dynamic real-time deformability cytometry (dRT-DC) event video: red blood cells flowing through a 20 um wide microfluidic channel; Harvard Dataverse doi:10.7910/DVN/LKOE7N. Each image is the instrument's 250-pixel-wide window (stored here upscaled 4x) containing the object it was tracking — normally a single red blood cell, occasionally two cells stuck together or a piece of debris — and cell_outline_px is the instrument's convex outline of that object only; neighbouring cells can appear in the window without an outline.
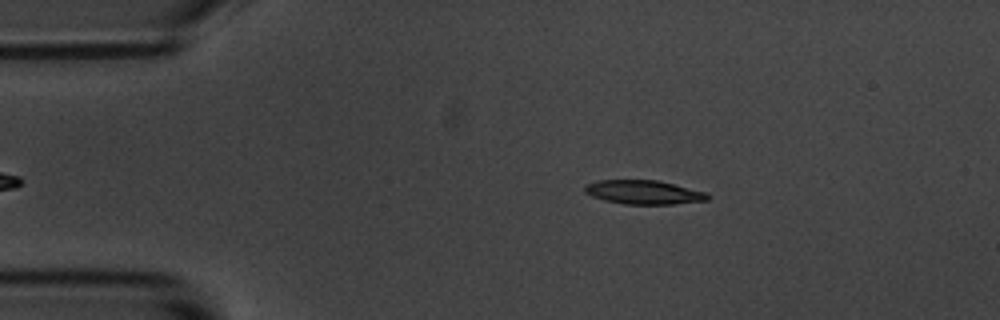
{"species": "common noctule bat (a hibernating species)", "species_latin": "Nyctalus noctula", "temperature_condition": "room temperature", "stored_images_in_passage": 42, "camera_frame_rate_fps": 3000, "um_per_image_px": 0.085, "animal": {"sex": "male", "body_mass_g": 20.1, "forearm_length_mm": 53.5}, "frame": {"image": 1, "passage_image": 4, "time_ms": 1.0, "image_size_px": [1000, 320], "cell_outline_px": [[712, 196], [708, 200], [672, 204], [624, 204], [604, 200], [592, 196], [584, 192], [584, 184], [596, 180], [656, 180], [708, 192]], "centroid_in_image_um": [54.71, 16.34], "position_along_channel_um": 30.3, "area_um2": 17.28}}
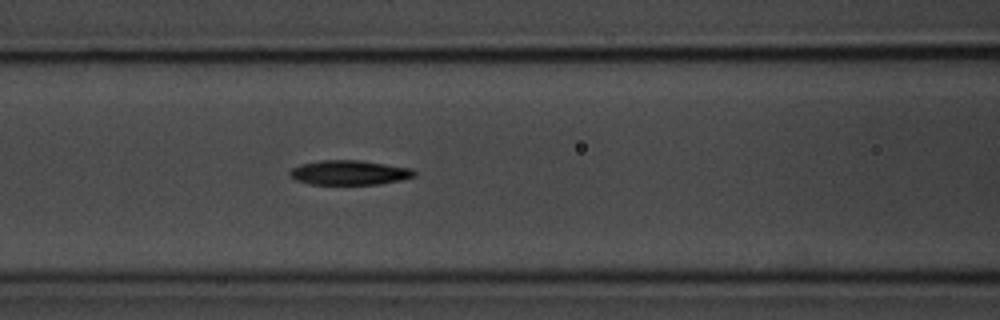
{"frame": {"image": 2, "passage_image": 17, "time_ms": 5.333, "image_size_px": [1000, 320], "cell_outline_px": [[416, 176], [400, 180], [380, 184], [308, 184], [296, 180], [288, 176], [288, 172], [292, 168], [300, 164], [320, 160], [360, 160], [412, 168], [416, 172]], "centroid_in_image_um": [29.67, 14.67], "position_along_channel_um": 136.9, "area_um2": 17.98}}
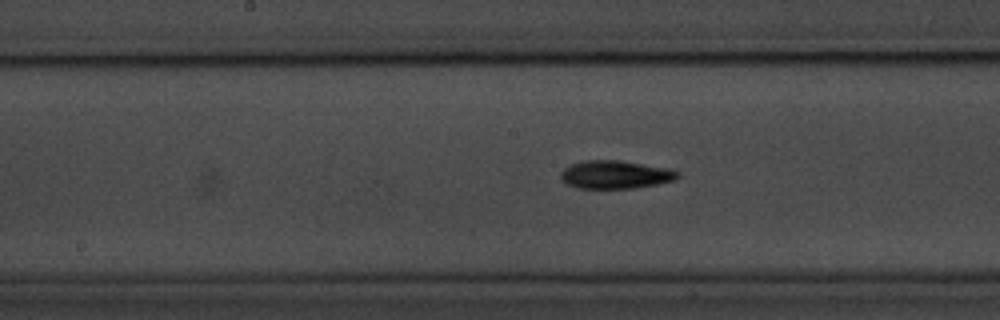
{"frame": {"image": 3, "passage_image": 22, "time_ms": 7.0, "image_size_px": [1000, 320], "cell_outline_px": [[680, 176], [676, 180], [636, 188], [576, 188], [560, 180], [560, 172], [568, 164], [584, 160], [620, 160], [668, 168], [680, 172]], "centroid_in_image_um": [52.28, 14.83], "position_along_channel_um": 195.9, "area_um2": 19.42}, "authors_computed_cell_mechanics": {"area_um2": 17.9758, "velocity_mm_per_s": 3.5354, "shape_relaxation_time_tau1_ms": 3.0532, "shape_relaxation_time_tau2_ms": null, "deformation_change_tau1": 0.1396, "deformation_change_tau2": null}}